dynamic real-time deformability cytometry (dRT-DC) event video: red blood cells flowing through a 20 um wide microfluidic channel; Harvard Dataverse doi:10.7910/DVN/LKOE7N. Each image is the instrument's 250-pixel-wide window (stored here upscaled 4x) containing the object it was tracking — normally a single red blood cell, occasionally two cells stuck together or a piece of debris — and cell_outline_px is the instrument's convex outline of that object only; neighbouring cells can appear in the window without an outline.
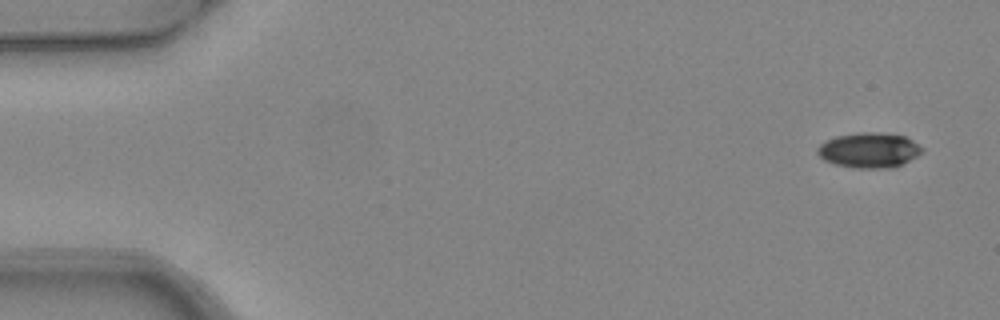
{"species": "common noctule bat (a hibernating species)", "species_latin": "Nyctalus noctula", "temperature_condition": "warm", "stored_images_in_passage": 4, "camera_frame_rate_fps": 3000, "um_per_image_px": 0.085, "animal": {"sex": "female", "body_mass_g": 24.6, "forearm_length_mm": 56.2}, "frame": {"image": 1, "passage_image": 1, "time_ms": 0.0, "image_size_px": [1000, 320], "cell_outline_px": [[924, 152], [904, 164], [892, 168], [856, 168], [836, 164], [824, 160], [816, 152], [816, 148], [820, 144], [836, 136], [860, 132], [880, 132], [904, 136], [912, 140], [924, 148]], "centroid_in_image_um": [73.91, 12.77], "position_along_channel_um": 11.1, "area_um2": 21.56}}
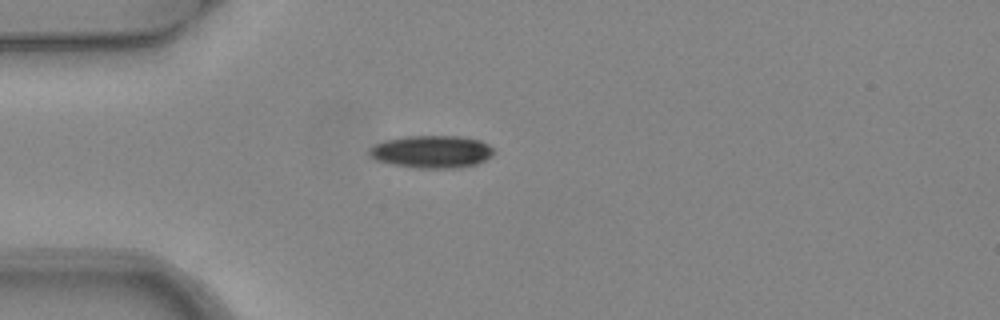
{"frame": {"image": 2, "passage_image": 4, "time_ms": 1.0, "image_size_px": [1000, 320], "cell_outline_px": [[492, 156], [476, 164], [460, 168], [420, 168], [392, 164], [376, 160], [368, 156], [368, 152], [376, 144], [384, 140], [408, 136], [460, 136], [480, 140], [488, 144], [492, 148]], "centroid_in_image_um": [36.69, 12.89], "position_along_channel_um": 48.3, "area_um2": 23.52}}